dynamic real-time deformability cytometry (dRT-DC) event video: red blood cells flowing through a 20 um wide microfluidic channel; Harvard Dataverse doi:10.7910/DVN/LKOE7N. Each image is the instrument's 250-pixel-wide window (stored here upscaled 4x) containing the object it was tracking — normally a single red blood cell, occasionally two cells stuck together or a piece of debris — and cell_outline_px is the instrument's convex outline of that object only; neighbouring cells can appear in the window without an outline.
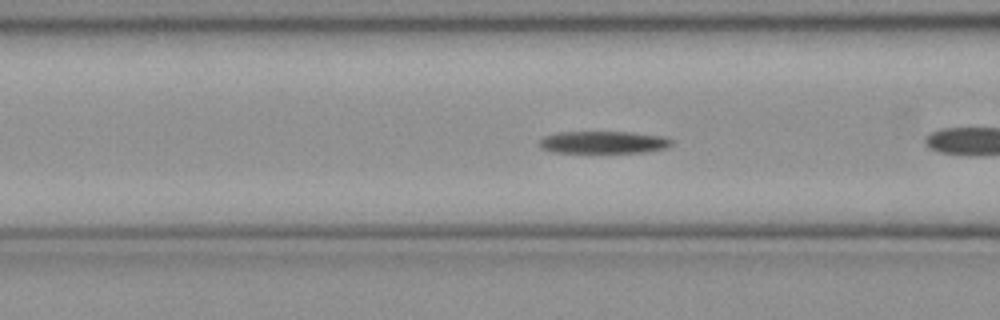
{"species": "common noctule bat (a hibernating species)", "species_latin": "Nyctalus noctula", "temperature_condition": "cold", "stored_images_in_passage": 26, "camera_frame_rate_fps": 3000, "um_per_image_px": 0.085, "animal": {"sex": "female", "body_mass_g": 21.9}, "frame": {"image": 1, "passage_image": 5, "time_ms": 1.333, "image_size_px": [1000, 320], "cell_outline_px": [[672, 144], [668, 148], [644, 152], [552, 152], [540, 148], [540, 140], [544, 136], [556, 132], [632, 132], [668, 136], [672, 140]], "centroid_in_image_um": [51.34, 12.08], "position_along_channel_um": 115.3, "area_um2": 17.34}}